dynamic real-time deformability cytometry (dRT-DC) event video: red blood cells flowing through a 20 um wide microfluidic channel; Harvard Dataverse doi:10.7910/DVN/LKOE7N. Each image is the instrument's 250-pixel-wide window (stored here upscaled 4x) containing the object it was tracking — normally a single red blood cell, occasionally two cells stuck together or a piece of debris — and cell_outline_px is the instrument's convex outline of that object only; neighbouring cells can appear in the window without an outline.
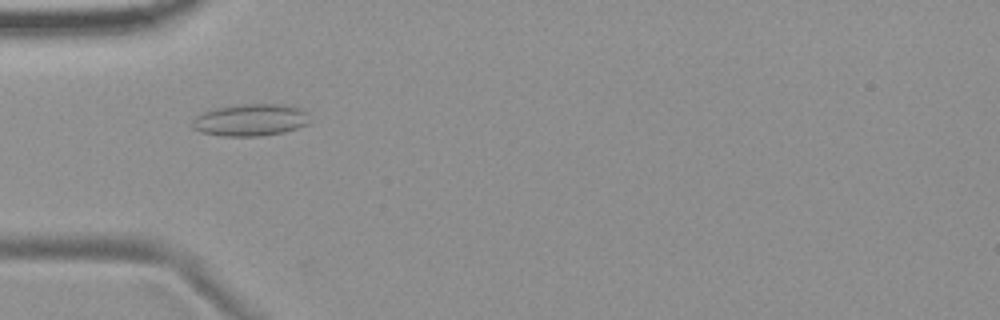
{"species": "common noctule bat (a hibernating species)", "species_latin": "Nyctalus noctula", "temperature_condition": "room temperature", "stored_images_in_passage": 10, "camera_frame_rate_fps": 3000, "um_per_image_px": 0.085, "animal": {"sex": "female", "body_mass_g": 19.9}, "frame": {"image": 1, "passage_image": 8, "time_ms": 2.333, "image_size_px": [1000, 320], "cell_outline_px": [[308, 124], [284, 132], [260, 136], [224, 136], [200, 132], [192, 128], [192, 124], [196, 116], [204, 112], [216, 108], [240, 104], [280, 104], [300, 108], [308, 112]], "centroid_in_image_um": [21.3, 10.2], "position_along_channel_um": 63.7, "area_um2": 21.85}}